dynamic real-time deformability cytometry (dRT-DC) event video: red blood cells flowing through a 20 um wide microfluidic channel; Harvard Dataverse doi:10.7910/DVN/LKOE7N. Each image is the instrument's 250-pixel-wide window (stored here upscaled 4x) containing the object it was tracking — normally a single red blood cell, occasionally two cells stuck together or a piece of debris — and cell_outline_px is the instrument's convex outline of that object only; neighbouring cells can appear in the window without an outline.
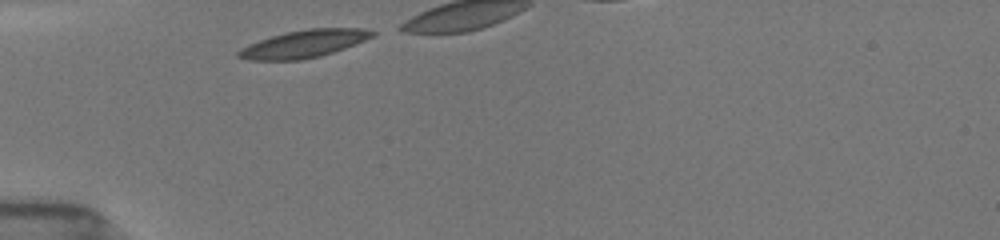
{"species": "common noctule bat (a hibernating species)", "species_latin": "Nyctalus noctula", "temperature_condition": "room temperature", "stored_images_in_passage": 8, "camera_frame_rate_fps": 3000, "um_per_image_px": 0.085, "animal": {"sex": "female", "body_mass_g": 19.5, "forearm_length_mm": 54.1}, "frame": {"image": 1, "passage_image": 1, "time_ms": 0.0, "image_size_px": [1000, 240], "cell_outline_px": [[376, 36], [344, 48], [320, 56], [300, 60], [248, 60], [236, 56], [236, 52], [240, 48], [248, 44], [272, 36], [288, 32], [308, 28], [364, 28], [376, 32]], "centroid_in_image_um": [25.83, 3.72], "position_along_channel_um": 59.2, "area_um2": 21.44}}
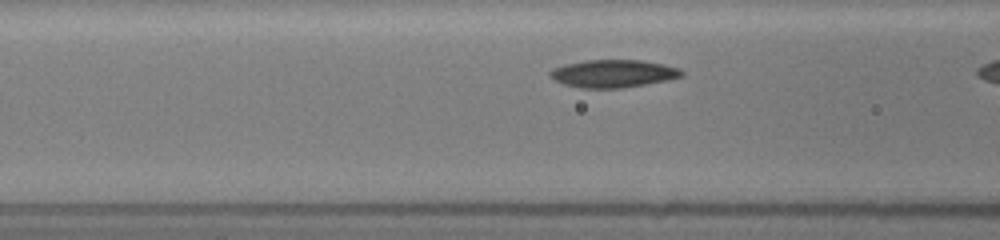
{"frame": {"image": 2, "passage_image": 6, "time_ms": 1.667, "image_size_px": [1000, 240], "cell_outline_px": [[684, 76], [668, 80], [620, 88], [580, 88], [564, 84], [548, 76], [548, 72], [552, 68], [564, 64], [584, 60], [640, 60], [664, 64], [680, 68], [684, 72]], "centroid_in_image_um": [52.11, 6.24], "position_along_channel_um": 114.5, "area_um2": 21.39}}